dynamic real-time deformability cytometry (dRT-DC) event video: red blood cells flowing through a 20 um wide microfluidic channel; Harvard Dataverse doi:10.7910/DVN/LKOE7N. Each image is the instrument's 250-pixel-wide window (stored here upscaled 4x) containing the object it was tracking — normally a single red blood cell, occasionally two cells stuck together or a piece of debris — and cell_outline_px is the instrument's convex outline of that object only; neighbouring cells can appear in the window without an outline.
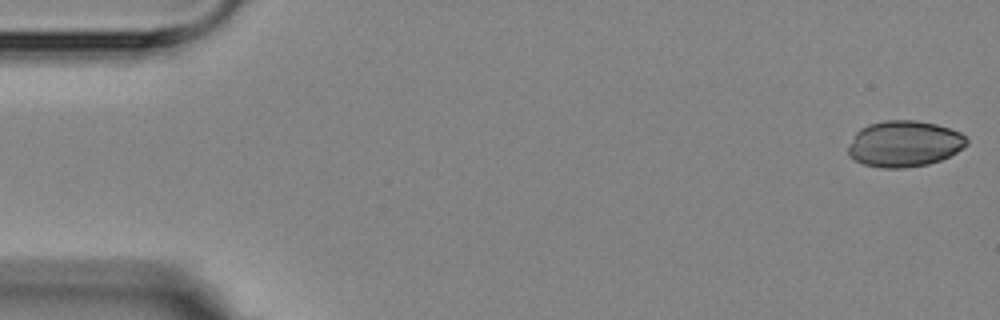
{"species": "Egyptian fruit bat (a non-hibernating species)", "species_latin": "Rousettus aegyptiacus", "temperature_condition": "room temperature", "stored_images_in_passage": 5, "camera_frame_rate_fps": 3000, "um_per_image_px": 0.085, "animal": {"sex": "female"}, "frame": {"image": 1, "passage_image": 1, "time_ms": 0.0, "image_size_px": [1000, 320], "cell_outline_px": [[968, 144], [964, 148], [940, 160], [928, 164], [904, 168], [880, 168], [864, 164], [856, 160], [848, 152], [848, 148], [856, 132], [860, 128], [868, 124], [884, 120], [916, 120], [936, 124], [960, 132], [968, 140]], "centroid_in_image_um": [76.87, 12.21], "position_along_channel_um": 8.1, "area_um2": 31.79}}
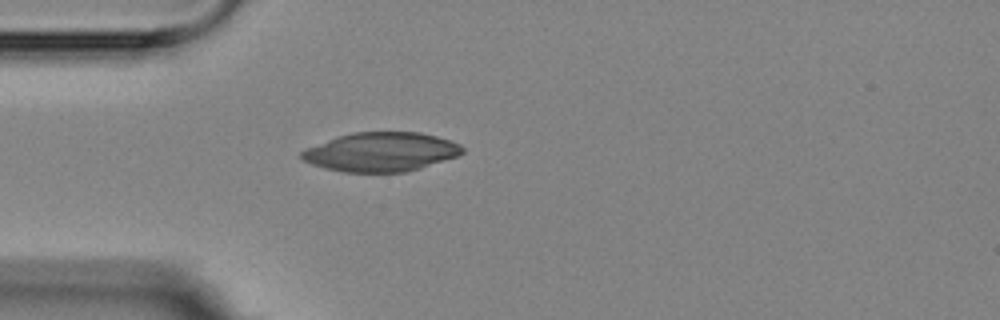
{"frame": {"image": 2, "passage_image": 5, "time_ms": 4.667, "image_size_px": [1000, 320], "cell_outline_px": [[464, 152], [460, 156], [408, 172], [344, 172], [324, 168], [312, 164], [304, 160], [300, 156], [300, 152], [308, 148], [328, 140], [352, 132], [420, 132], [436, 136], [460, 144], [464, 148]], "centroid_in_image_um": [32.44, 12.92], "position_along_channel_um": 52.6, "area_um2": 36.59}}